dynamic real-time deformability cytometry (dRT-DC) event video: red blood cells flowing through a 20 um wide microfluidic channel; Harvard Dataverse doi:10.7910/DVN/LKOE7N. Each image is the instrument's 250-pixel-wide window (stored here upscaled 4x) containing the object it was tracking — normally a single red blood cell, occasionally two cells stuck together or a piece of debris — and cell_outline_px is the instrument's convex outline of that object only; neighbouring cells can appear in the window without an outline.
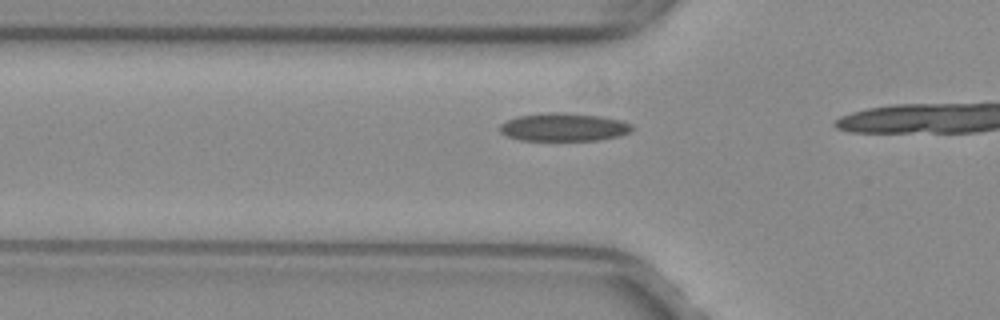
{"species": "common noctule bat (a hibernating species)", "species_latin": "Nyctalus noctula", "temperature_condition": "warm", "stored_images_in_passage": 6, "camera_frame_rate_fps": 3000, "um_per_image_px": 0.085, "animal": {"sex": "female", "body_mass_g": 29.2, "forearm_length_mm": 56.3}, "frame": {"image": 1, "passage_image": 4, "time_ms": 1.0, "image_size_px": [1000, 320], "cell_outline_px": [[632, 132], [620, 136], [600, 140], [520, 140], [508, 136], [500, 132], [500, 124], [516, 116], [548, 112], [564, 112], [600, 116], [620, 120], [632, 124]], "centroid_in_image_um": [47.94, 10.8], "position_along_channel_um": 77.9, "area_um2": 21.73}}